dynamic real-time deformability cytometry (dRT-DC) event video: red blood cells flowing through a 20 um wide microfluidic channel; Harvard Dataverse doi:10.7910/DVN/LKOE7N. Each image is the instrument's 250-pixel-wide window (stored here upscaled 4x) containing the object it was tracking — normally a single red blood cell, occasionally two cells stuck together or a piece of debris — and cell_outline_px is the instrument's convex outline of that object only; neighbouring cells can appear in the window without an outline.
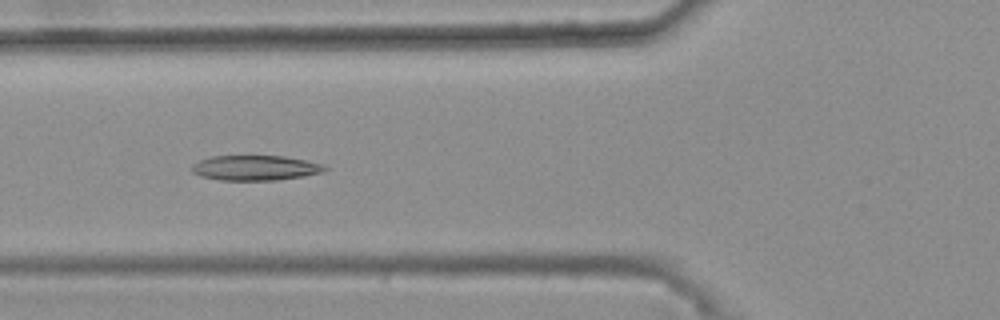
{"species": "common noctule bat (a hibernating species)", "species_latin": "Nyctalus noctula", "temperature_condition": "warm", "stored_images_in_passage": 31, "camera_frame_rate_fps": 3000, "um_per_image_px": 0.085, "animal": {"sex": "female", "body_mass_g": 25.1}, "frame": {"image": 1, "passage_image": 5, "time_ms": 1.333, "image_size_px": [1000, 320], "cell_outline_px": [[328, 168], [324, 172], [304, 176], [276, 180], [220, 180], [200, 176], [192, 172], [192, 164], [200, 160], [212, 156], [284, 156], [304, 160], [320, 164]], "centroid_in_image_um": [21.68, 14.27], "position_along_channel_um": 104.1, "area_um2": 19.31}}
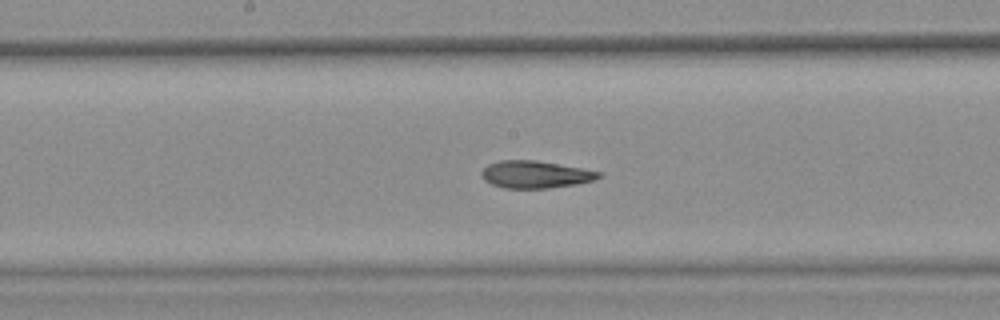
{"frame": {"image": 2, "passage_image": 13, "time_ms": 4.0, "image_size_px": [1000, 320], "cell_outline_px": [[600, 176], [592, 180], [576, 184], [548, 188], [504, 188], [492, 184], [484, 180], [480, 172], [488, 164], [500, 160], [536, 160], [580, 168], [600, 172]], "centroid_in_image_um": [45.44, 14.82], "position_along_channel_um": 202.8, "area_um2": 18.38}}
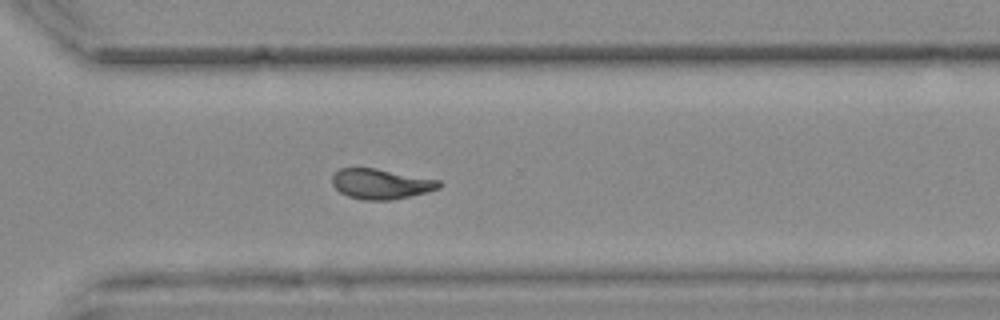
{"frame": {"image": 3, "passage_image": 24, "time_ms": 7.667, "image_size_px": [1000, 320], "cell_outline_px": [[440, 188], [428, 192], [392, 200], [364, 200], [348, 196], [340, 192], [332, 184], [332, 176], [340, 168], [376, 168], [440, 180]], "centroid_in_image_um": [32.38, 15.63], "position_along_channel_um": 338.2, "area_um2": 18.79}, "authors_computed_cell_mechanics": {"area_um2": 19.074, "velocity_mm_per_s": 3.6936, "shape_relaxation_time_tau1_ms": null, "shape_relaxation_time_tau2_ms": 2.0008, "deformation_change_tau1": null, "deformation_change_tau2": 0.0863}}